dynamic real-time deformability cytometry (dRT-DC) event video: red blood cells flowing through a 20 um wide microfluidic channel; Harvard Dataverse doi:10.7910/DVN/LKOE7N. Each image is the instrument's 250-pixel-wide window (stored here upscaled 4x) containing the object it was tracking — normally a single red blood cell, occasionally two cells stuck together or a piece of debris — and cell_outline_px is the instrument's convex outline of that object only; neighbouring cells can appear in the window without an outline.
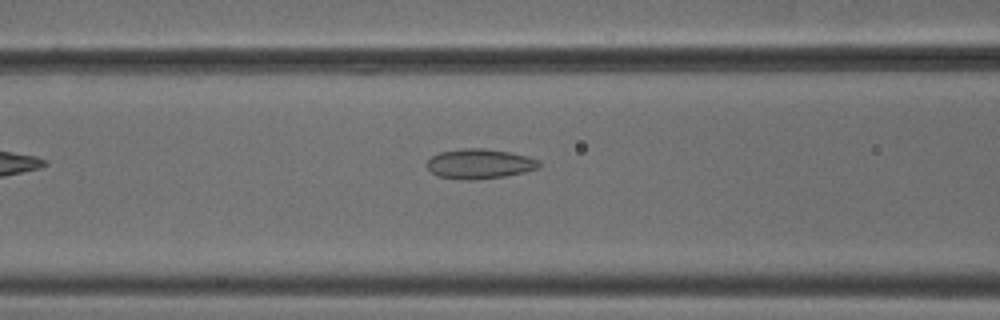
{"species": "common noctule bat (a hibernating species)", "species_latin": "Nyctalus noctula", "temperature_condition": "cold", "stored_images_in_passage": 28, "camera_frame_rate_fps": 3000, "um_per_image_px": 0.085, "animal": {"sex": "male", "body_mass_g": 18.8}, "frame": {"image": 1, "passage_image": 7, "time_ms": 2.0, "image_size_px": [1000, 320], "cell_outline_px": [[540, 168], [524, 172], [504, 176], [472, 180], [468, 180], [436, 176], [424, 164], [432, 156], [440, 152], [460, 148], [484, 148], [512, 152], [528, 156], [540, 160]], "centroid_in_image_um": [40.77, 13.91], "position_along_channel_um": 125.8, "area_um2": 19.71}}
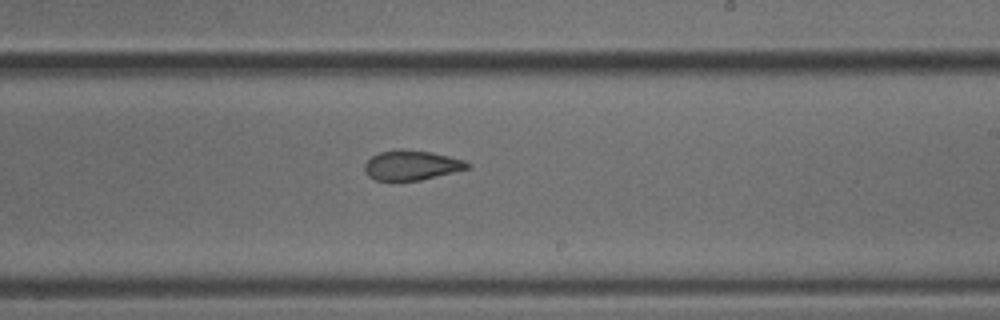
{"frame": {"image": 2, "passage_image": 17, "time_ms": 5.333, "image_size_px": [1000, 320], "cell_outline_px": [[472, 168], [420, 180], [376, 180], [368, 176], [364, 172], [364, 164], [372, 156], [380, 152], [400, 148], [432, 152], [464, 160], [472, 164]], "centroid_in_image_um": [35.0, 14.04], "position_along_channel_um": 254.0, "area_um2": 17.98}}
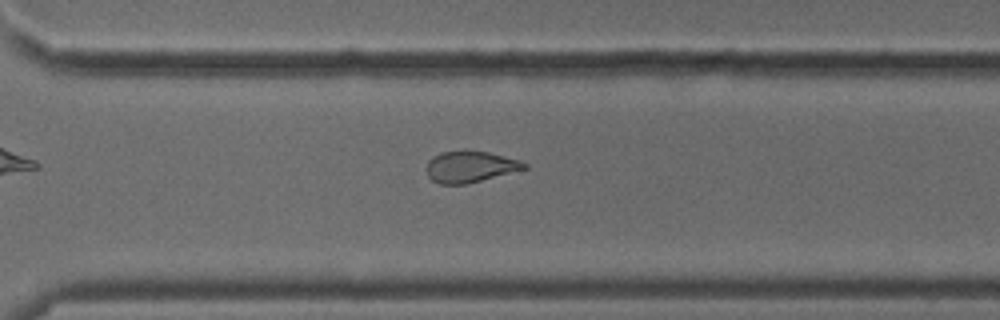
{"frame": {"image": 3, "passage_image": 23, "time_ms": 7.333, "image_size_px": [1000, 320], "cell_outline_px": [[528, 168], [468, 184], [440, 184], [432, 180], [428, 176], [424, 168], [428, 160], [444, 152], [488, 152], [520, 160], [528, 164]], "centroid_in_image_um": [39.97, 14.2], "position_along_channel_um": 330.6, "area_um2": 17.63}, "authors_computed_cell_mechanics": {"area_um2": 18.4093, "velocity_mm_per_s": 3.8444, "shape_relaxation_time_tau1_ms": 5.428, "shape_relaxation_time_tau2_ms": 4.0838, "deformation_change_tau1": 0.098, "deformation_change_tau2": 0.0988}}